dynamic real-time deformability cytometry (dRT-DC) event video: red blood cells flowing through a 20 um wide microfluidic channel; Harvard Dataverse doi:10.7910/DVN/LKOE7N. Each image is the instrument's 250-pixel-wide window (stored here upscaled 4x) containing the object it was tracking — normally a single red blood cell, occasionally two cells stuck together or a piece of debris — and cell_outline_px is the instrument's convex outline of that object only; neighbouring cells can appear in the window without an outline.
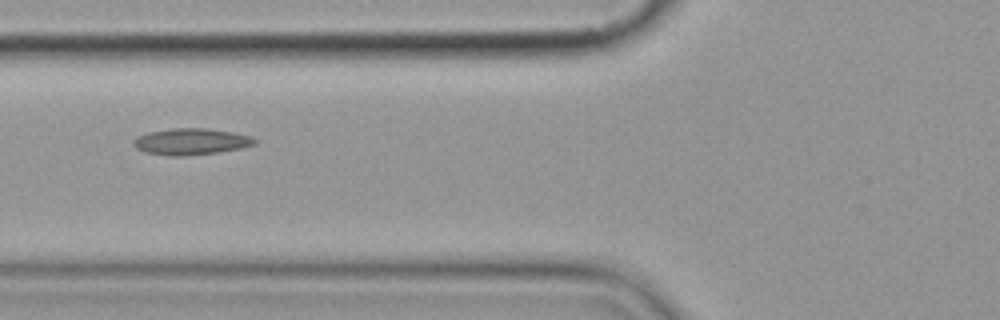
{"species": "common noctule bat (a hibernating species)", "species_latin": "Nyctalus noctula", "temperature_condition": "cold", "stored_images_in_passage": 9, "camera_frame_rate_fps": 3000, "um_per_image_px": 0.085, "animal": {"sex": "female", "body_mass_g": 19.9}, "frame": {"image": 1, "passage_image": 7, "time_ms": 7.0, "image_size_px": [1000, 320], "cell_outline_px": [[260, 140], [256, 144], [240, 148], [216, 152], [184, 156], [172, 156], [144, 152], [136, 148], [132, 144], [132, 140], [148, 132], [172, 128], [208, 128], [232, 132], [252, 136]], "centroid_in_image_um": [16.26, 12.03], "position_along_channel_um": 109.5, "area_um2": 18.73}}
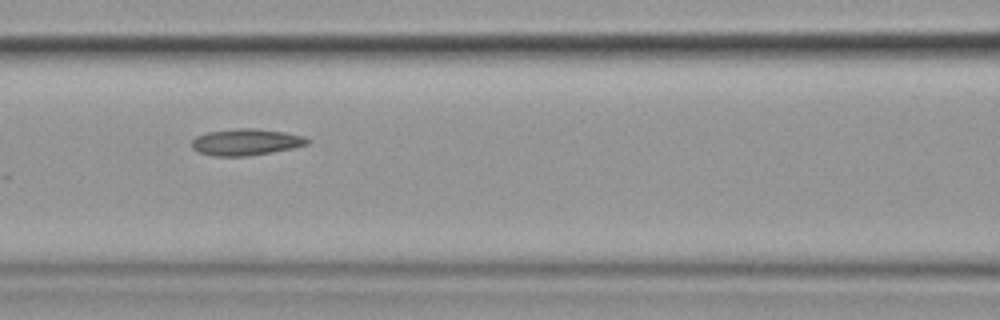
{"frame": {"image": 2, "passage_image": 8, "time_ms": 8.0, "image_size_px": [1000, 320], "cell_outline_px": [[312, 140], [308, 144], [292, 148], [244, 156], [212, 156], [200, 152], [192, 148], [192, 140], [196, 136], [204, 132], [240, 128], [256, 128], [284, 132], [304, 136]], "centroid_in_image_um": [20.89, 12.06], "position_along_channel_um": 145.7, "area_um2": 17.8}}
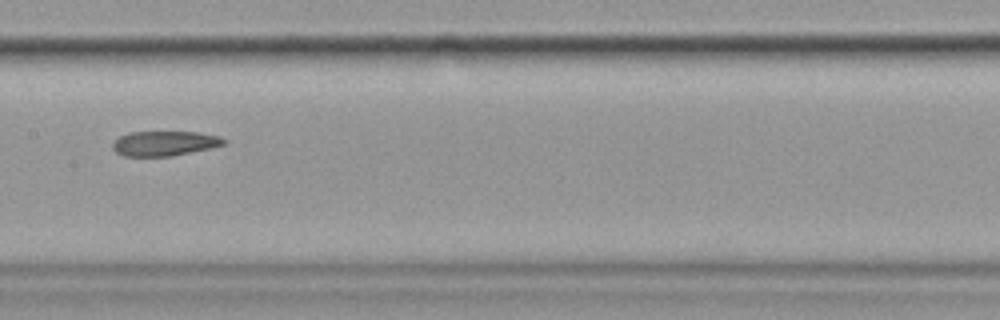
{"frame": {"image": 3, "passage_image": 9, "time_ms": 9.333, "image_size_px": [1000, 320], "cell_outline_px": [[228, 144], [212, 148], [168, 156], [124, 156], [116, 152], [112, 148], [112, 144], [120, 136], [128, 132], [196, 132], [220, 136], [228, 140]], "centroid_in_image_um": [14.03, 12.18], "position_along_channel_um": 193.4, "area_um2": 16.13}}